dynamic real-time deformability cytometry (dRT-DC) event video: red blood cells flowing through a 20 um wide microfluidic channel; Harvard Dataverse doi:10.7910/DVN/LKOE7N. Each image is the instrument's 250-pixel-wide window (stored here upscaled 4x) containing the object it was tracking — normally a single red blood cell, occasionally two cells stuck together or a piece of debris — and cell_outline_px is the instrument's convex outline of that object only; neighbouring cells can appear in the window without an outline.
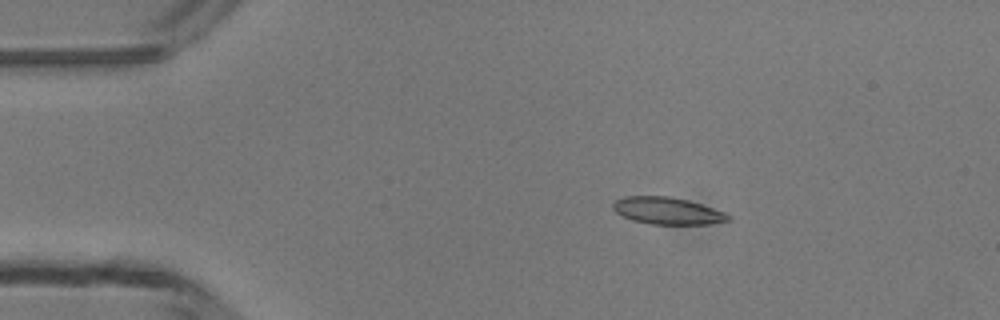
{"species": "common noctule bat (a hibernating species)", "species_latin": "Nyctalus noctula", "temperature_condition": "room temperature", "stored_images_in_passage": 41, "camera_frame_rate_fps": 3000, "um_per_image_px": 0.085, "animal": {"sex": "male", "body_mass_g": 13.3}, "frame": {"image": 1, "passage_image": 1, "time_ms": 0.0, "image_size_px": [1000, 320], "cell_outline_px": [[732, 220], [708, 224], [652, 224], [632, 220], [616, 212], [612, 208], [612, 204], [616, 200], [624, 196], [668, 196], [688, 200], [724, 212], [732, 216]], "centroid_in_image_um": [56.74, 17.92], "position_along_channel_um": 28.3, "area_um2": 18.09}}
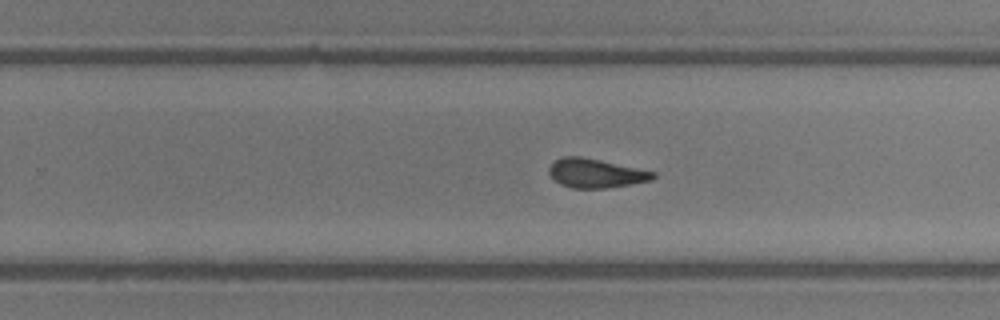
{"frame": {"image": 2, "passage_image": 23, "time_ms": 7.333, "image_size_px": [1000, 320], "cell_outline_px": [[656, 176], [652, 180], [632, 184], [604, 188], [572, 188], [560, 184], [548, 172], [548, 168], [556, 160], [564, 156], [580, 156], [600, 160], [656, 172]], "centroid_in_image_um": [50.65, 14.73], "position_along_channel_um": 279.1, "area_um2": 17.46}}
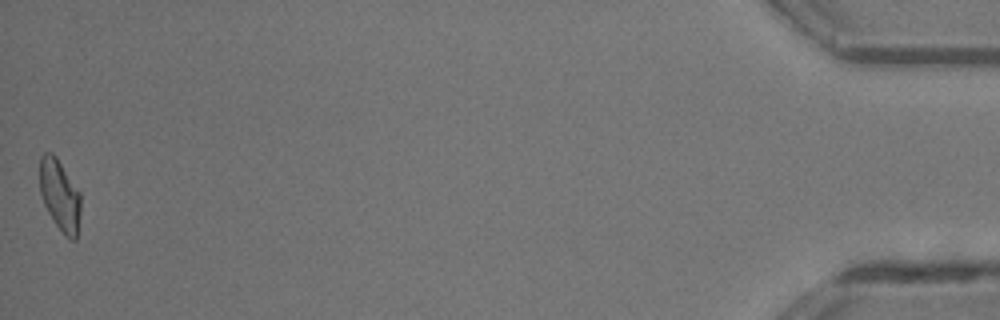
{"frame": {"image": 3, "passage_image": 41, "time_ms": 13.333, "image_size_px": [1000, 320], "cell_outline_px": [[80, 212], [76, 240], [72, 240], [64, 236], [48, 212], [44, 204], [40, 192], [40, 156], [44, 152], [52, 152], [56, 156], [80, 192]], "centroid_in_image_um": [5.08, 16.59], "position_along_channel_um": 430.1, "area_um2": 16.99}, "authors_computed_cell_mechanics": {"area_um2": 18.1492, "velocity_mm_per_s": 4.2208, "shape_relaxation_time_tau1_ms": 4.26, "shape_relaxation_time_tau2_ms": 1.5405, "deformation_change_tau1": 0.1365, "deformation_change_tau2": 0.0844}}